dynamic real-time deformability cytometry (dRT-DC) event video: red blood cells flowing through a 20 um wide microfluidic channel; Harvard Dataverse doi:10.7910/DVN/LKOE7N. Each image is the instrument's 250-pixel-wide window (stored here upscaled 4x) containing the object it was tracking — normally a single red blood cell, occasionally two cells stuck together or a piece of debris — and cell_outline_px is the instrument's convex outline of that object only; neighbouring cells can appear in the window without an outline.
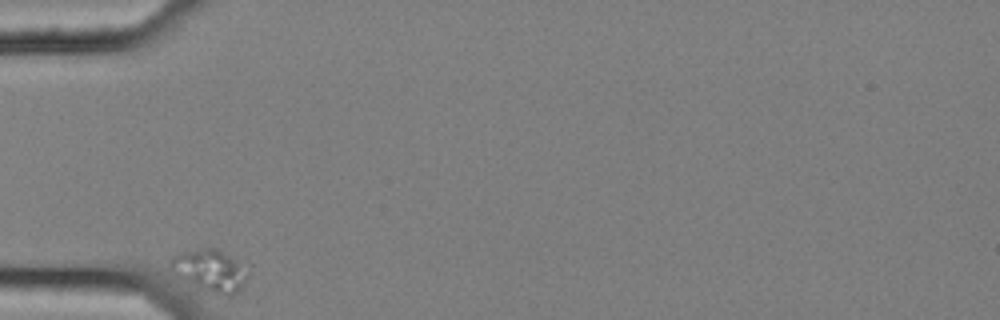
{"species": "common noctule bat (a hibernating species)", "species_latin": "Nyctalus noctula", "temperature_condition": "cold", "stored_images_in_passage": 37, "camera_frame_rate_fps": 3000, "um_per_image_px": 0.085, "animal": {"sex": "female", "body_mass_g": 25.1}, "frame": {"image": 1, "passage_image": 1, "time_ms": 0.0, "image_size_px": [1000, 320], "cell_outline_px": [[248, 276], [240, 292], [232, 296], [228, 296], [196, 284], [176, 276], [168, 268], [168, 260], [172, 256], [184, 252], [204, 248], [216, 248], [228, 256]], "centroid_in_image_um": [17.77, 22.98], "position_along_channel_um": 67.2, "area_um2": 17.8}}